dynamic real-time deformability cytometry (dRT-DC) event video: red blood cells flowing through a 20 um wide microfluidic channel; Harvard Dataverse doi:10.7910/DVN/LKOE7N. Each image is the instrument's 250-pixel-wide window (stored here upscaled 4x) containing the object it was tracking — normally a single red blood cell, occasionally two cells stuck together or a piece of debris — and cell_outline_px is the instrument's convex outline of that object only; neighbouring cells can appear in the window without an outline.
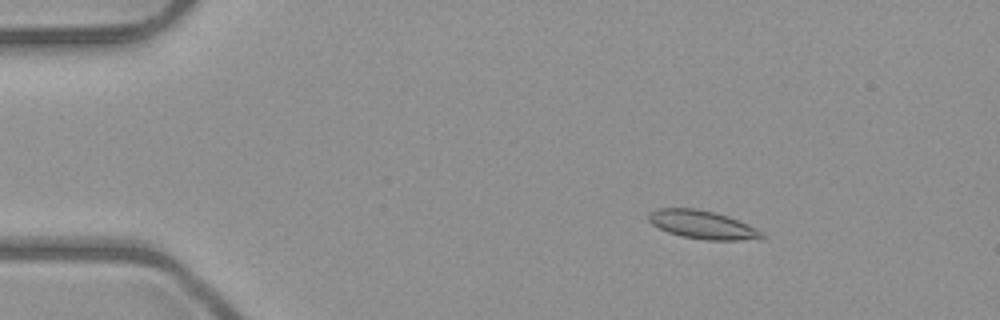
{"species": "common noctule bat (a hibernating species)", "species_latin": "Nyctalus noctula", "temperature_condition": "room temperature", "stored_images_in_passage": 4, "camera_frame_rate_fps": 3000, "um_per_image_px": 0.085, "animal": {"sex": "male", "body_mass_g": 23.1, "forearm_length_mm": 52.7}, "frame": {"image": 1, "passage_image": 2, "time_ms": 2.0, "image_size_px": [1000, 320], "cell_outline_px": [[768, 236], [764, 240], [704, 240], [680, 236], [668, 232], [652, 224], [648, 220], [648, 212], [656, 208], [696, 208], [716, 212], [728, 216], [748, 224], [764, 232]], "centroid_in_image_um": [59.77, 19.11], "position_along_channel_um": 25.2, "area_um2": 19.19}}